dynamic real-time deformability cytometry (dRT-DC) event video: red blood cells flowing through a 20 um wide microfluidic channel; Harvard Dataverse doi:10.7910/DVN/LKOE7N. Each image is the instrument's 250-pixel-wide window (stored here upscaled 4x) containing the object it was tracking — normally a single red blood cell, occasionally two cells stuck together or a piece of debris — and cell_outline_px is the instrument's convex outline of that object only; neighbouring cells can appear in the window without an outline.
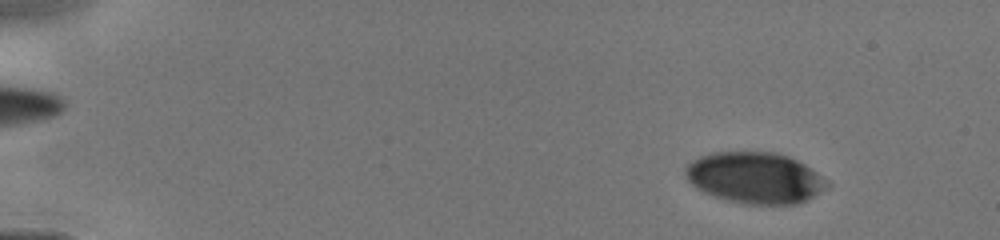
{"species": "human", "species_latin": "Homo sapiens", "temperature_condition": "cold", "stored_images_in_passage": 18, "camera_frame_rate_fps": 3000, "um_per_image_px": 0.085, "donor": {"sex": "male"}, "frame": {"image": 1, "passage_image": 5, "time_ms": 1.333, "image_size_px": [1000, 240], "cell_outline_px": [[832, 184], [828, 188], [808, 200], [796, 204], [744, 204], [728, 200], [704, 192], [696, 188], [684, 176], [684, 168], [692, 160], [700, 156], [712, 152], [776, 152], [788, 156], [804, 164], [828, 180]], "centroid_in_image_um": [64.19, 15.11], "position_along_channel_um": 20.8, "area_um2": 42.48}}
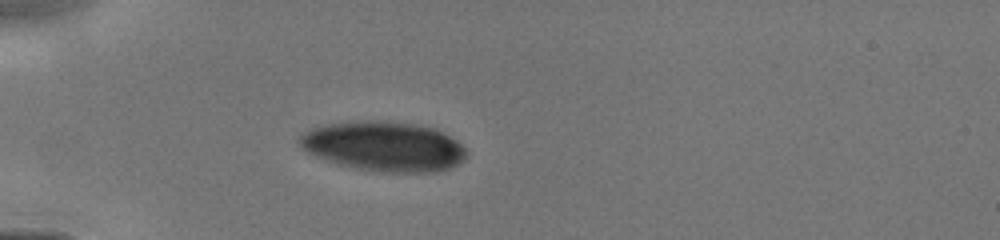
{"frame": {"image": 2, "passage_image": 15, "time_ms": 4.333, "image_size_px": [1000, 240], "cell_outline_px": [[464, 160], [448, 168], [436, 172], [376, 172], [352, 168], [316, 156], [300, 148], [300, 136], [304, 132], [312, 128], [328, 124], [352, 120], [380, 120], [420, 124], [432, 128], [456, 140], [464, 148]], "centroid_in_image_um": [32.59, 12.43], "position_along_channel_um": 52.4, "area_um2": 48.32}}